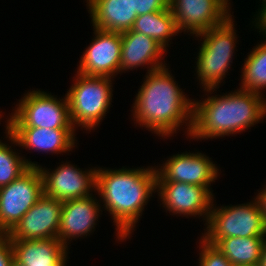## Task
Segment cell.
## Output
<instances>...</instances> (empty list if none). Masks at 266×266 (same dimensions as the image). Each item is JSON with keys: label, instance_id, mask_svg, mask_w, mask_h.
I'll return each mask as SVG.
<instances>
[{"label": "cell", "instance_id": "cell-2", "mask_svg": "<svg viewBox=\"0 0 266 266\" xmlns=\"http://www.w3.org/2000/svg\"><path fill=\"white\" fill-rule=\"evenodd\" d=\"M154 167L97 170L96 191L116 225L117 238L126 240L142 216L144 206L156 192Z\"/></svg>", "mask_w": 266, "mask_h": 266}, {"label": "cell", "instance_id": "cell-21", "mask_svg": "<svg viewBox=\"0 0 266 266\" xmlns=\"http://www.w3.org/2000/svg\"><path fill=\"white\" fill-rule=\"evenodd\" d=\"M130 30L151 37L165 50L169 45V39L180 33L170 7L161 11L139 15Z\"/></svg>", "mask_w": 266, "mask_h": 266}, {"label": "cell", "instance_id": "cell-7", "mask_svg": "<svg viewBox=\"0 0 266 266\" xmlns=\"http://www.w3.org/2000/svg\"><path fill=\"white\" fill-rule=\"evenodd\" d=\"M13 110L6 127L75 129L66 95L64 99H58L47 92L33 90L27 92Z\"/></svg>", "mask_w": 266, "mask_h": 266}, {"label": "cell", "instance_id": "cell-31", "mask_svg": "<svg viewBox=\"0 0 266 266\" xmlns=\"http://www.w3.org/2000/svg\"><path fill=\"white\" fill-rule=\"evenodd\" d=\"M262 5L261 6H266V0H262Z\"/></svg>", "mask_w": 266, "mask_h": 266}, {"label": "cell", "instance_id": "cell-30", "mask_svg": "<svg viewBox=\"0 0 266 266\" xmlns=\"http://www.w3.org/2000/svg\"><path fill=\"white\" fill-rule=\"evenodd\" d=\"M10 266H24V265L18 263L17 261H15V260L13 259V261H12V263H11Z\"/></svg>", "mask_w": 266, "mask_h": 266}, {"label": "cell", "instance_id": "cell-16", "mask_svg": "<svg viewBox=\"0 0 266 266\" xmlns=\"http://www.w3.org/2000/svg\"><path fill=\"white\" fill-rule=\"evenodd\" d=\"M95 196L76 198L62 202L58 240L68 248L73 238L87 236L94 231L99 218L101 204ZM71 239V240H70Z\"/></svg>", "mask_w": 266, "mask_h": 266}, {"label": "cell", "instance_id": "cell-5", "mask_svg": "<svg viewBox=\"0 0 266 266\" xmlns=\"http://www.w3.org/2000/svg\"><path fill=\"white\" fill-rule=\"evenodd\" d=\"M112 78L87 76L77 72L74 84L67 91L69 114L74 128L93 130L111 106Z\"/></svg>", "mask_w": 266, "mask_h": 266}, {"label": "cell", "instance_id": "cell-27", "mask_svg": "<svg viewBox=\"0 0 266 266\" xmlns=\"http://www.w3.org/2000/svg\"><path fill=\"white\" fill-rule=\"evenodd\" d=\"M255 16H257L254 21L256 22L254 25L255 28L257 27L256 29L260 30L259 32H261L262 35H266V6H261V10L259 9ZM264 40L266 41V39Z\"/></svg>", "mask_w": 266, "mask_h": 266}, {"label": "cell", "instance_id": "cell-10", "mask_svg": "<svg viewBox=\"0 0 266 266\" xmlns=\"http://www.w3.org/2000/svg\"><path fill=\"white\" fill-rule=\"evenodd\" d=\"M38 168L42 175L43 194L48 197L64 202L88 197L92 195V189L96 191L97 167L83 171L66 162L54 171L46 170L40 165Z\"/></svg>", "mask_w": 266, "mask_h": 266}, {"label": "cell", "instance_id": "cell-26", "mask_svg": "<svg viewBox=\"0 0 266 266\" xmlns=\"http://www.w3.org/2000/svg\"><path fill=\"white\" fill-rule=\"evenodd\" d=\"M13 259L11 240L6 234H0V266H10Z\"/></svg>", "mask_w": 266, "mask_h": 266}, {"label": "cell", "instance_id": "cell-18", "mask_svg": "<svg viewBox=\"0 0 266 266\" xmlns=\"http://www.w3.org/2000/svg\"><path fill=\"white\" fill-rule=\"evenodd\" d=\"M14 260L24 266H66L67 250L57 238L11 240Z\"/></svg>", "mask_w": 266, "mask_h": 266}, {"label": "cell", "instance_id": "cell-11", "mask_svg": "<svg viewBox=\"0 0 266 266\" xmlns=\"http://www.w3.org/2000/svg\"><path fill=\"white\" fill-rule=\"evenodd\" d=\"M211 188L175 181H156V191L166 211L173 214L208 216L213 204Z\"/></svg>", "mask_w": 266, "mask_h": 266}, {"label": "cell", "instance_id": "cell-6", "mask_svg": "<svg viewBox=\"0 0 266 266\" xmlns=\"http://www.w3.org/2000/svg\"><path fill=\"white\" fill-rule=\"evenodd\" d=\"M247 204L214 207L212 204L207 228L202 239L215 245L227 237L266 236V223L258 200L254 198Z\"/></svg>", "mask_w": 266, "mask_h": 266}, {"label": "cell", "instance_id": "cell-1", "mask_svg": "<svg viewBox=\"0 0 266 266\" xmlns=\"http://www.w3.org/2000/svg\"><path fill=\"white\" fill-rule=\"evenodd\" d=\"M166 67L147 72L133 104L134 121L161 137L172 136L186 123L189 137L193 101L178 87Z\"/></svg>", "mask_w": 266, "mask_h": 266}, {"label": "cell", "instance_id": "cell-23", "mask_svg": "<svg viewBox=\"0 0 266 266\" xmlns=\"http://www.w3.org/2000/svg\"><path fill=\"white\" fill-rule=\"evenodd\" d=\"M19 156L9 144L0 140V187L10 184L29 167H38L37 163Z\"/></svg>", "mask_w": 266, "mask_h": 266}, {"label": "cell", "instance_id": "cell-13", "mask_svg": "<svg viewBox=\"0 0 266 266\" xmlns=\"http://www.w3.org/2000/svg\"><path fill=\"white\" fill-rule=\"evenodd\" d=\"M95 37L80 59L78 73L112 77L120 72L121 32L94 28Z\"/></svg>", "mask_w": 266, "mask_h": 266}, {"label": "cell", "instance_id": "cell-12", "mask_svg": "<svg viewBox=\"0 0 266 266\" xmlns=\"http://www.w3.org/2000/svg\"><path fill=\"white\" fill-rule=\"evenodd\" d=\"M62 202L42 195L6 234L10 240L58 239Z\"/></svg>", "mask_w": 266, "mask_h": 266}, {"label": "cell", "instance_id": "cell-14", "mask_svg": "<svg viewBox=\"0 0 266 266\" xmlns=\"http://www.w3.org/2000/svg\"><path fill=\"white\" fill-rule=\"evenodd\" d=\"M156 171V181H175L208 188L219 176L217 165L209 157L187 151L168 158Z\"/></svg>", "mask_w": 266, "mask_h": 266}, {"label": "cell", "instance_id": "cell-24", "mask_svg": "<svg viewBox=\"0 0 266 266\" xmlns=\"http://www.w3.org/2000/svg\"><path fill=\"white\" fill-rule=\"evenodd\" d=\"M199 245L202 250L199 253V266H233L225 255L214 245L207 243L204 239H200Z\"/></svg>", "mask_w": 266, "mask_h": 266}, {"label": "cell", "instance_id": "cell-29", "mask_svg": "<svg viewBox=\"0 0 266 266\" xmlns=\"http://www.w3.org/2000/svg\"><path fill=\"white\" fill-rule=\"evenodd\" d=\"M259 266H266V241L263 247L262 257L260 259Z\"/></svg>", "mask_w": 266, "mask_h": 266}, {"label": "cell", "instance_id": "cell-17", "mask_svg": "<svg viewBox=\"0 0 266 266\" xmlns=\"http://www.w3.org/2000/svg\"><path fill=\"white\" fill-rule=\"evenodd\" d=\"M121 39L120 73L144 65H150L151 72L167 65L162 61L166 50L151 37L127 30L121 32Z\"/></svg>", "mask_w": 266, "mask_h": 266}, {"label": "cell", "instance_id": "cell-20", "mask_svg": "<svg viewBox=\"0 0 266 266\" xmlns=\"http://www.w3.org/2000/svg\"><path fill=\"white\" fill-rule=\"evenodd\" d=\"M266 236L227 237L214 246L233 266H257L262 257Z\"/></svg>", "mask_w": 266, "mask_h": 266}, {"label": "cell", "instance_id": "cell-3", "mask_svg": "<svg viewBox=\"0 0 266 266\" xmlns=\"http://www.w3.org/2000/svg\"><path fill=\"white\" fill-rule=\"evenodd\" d=\"M265 116L266 100L263 95L242 89L225 96L207 95L202 102L193 101L189 136L199 140L233 135L253 127Z\"/></svg>", "mask_w": 266, "mask_h": 266}, {"label": "cell", "instance_id": "cell-15", "mask_svg": "<svg viewBox=\"0 0 266 266\" xmlns=\"http://www.w3.org/2000/svg\"><path fill=\"white\" fill-rule=\"evenodd\" d=\"M6 138L19 147L38 152L66 153L75 147V129L5 127ZM58 152V153H57Z\"/></svg>", "mask_w": 266, "mask_h": 266}, {"label": "cell", "instance_id": "cell-22", "mask_svg": "<svg viewBox=\"0 0 266 266\" xmlns=\"http://www.w3.org/2000/svg\"><path fill=\"white\" fill-rule=\"evenodd\" d=\"M247 56L239 88L263 95L261 90L266 88V41L258 44Z\"/></svg>", "mask_w": 266, "mask_h": 266}, {"label": "cell", "instance_id": "cell-19", "mask_svg": "<svg viewBox=\"0 0 266 266\" xmlns=\"http://www.w3.org/2000/svg\"><path fill=\"white\" fill-rule=\"evenodd\" d=\"M93 28L105 31L130 30L138 17L132 0H87Z\"/></svg>", "mask_w": 266, "mask_h": 266}, {"label": "cell", "instance_id": "cell-28", "mask_svg": "<svg viewBox=\"0 0 266 266\" xmlns=\"http://www.w3.org/2000/svg\"><path fill=\"white\" fill-rule=\"evenodd\" d=\"M256 199L258 200L261 212L266 223V186L264 189L260 190V192L256 196Z\"/></svg>", "mask_w": 266, "mask_h": 266}, {"label": "cell", "instance_id": "cell-25", "mask_svg": "<svg viewBox=\"0 0 266 266\" xmlns=\"http://www.w3.org/2000/svg\"><path fill=\"white\" fill-rule=\"evenodd\" d=\"M132 3L138 16L169 8V0H132Z\"/></svg>", "mask_w": 266, "mask_h": 266}, {"label": "cell", "instance_id": "cell-4", "mask_svg": "<svg viewBox=\"0 0 266 266\" xmlns=\"http://www.w3.org/2000/svg\"><path fill=\"white\" fill-rule=\"evenodd\" d=\"M232 16L222 24L195 36L201 37V41L203 39L196 57L197 78L201 81L203 91L210 94L219 88L218 85L228 73L234 56L237 35Z\"/></svg>", "mask_w": 266, "mask_h": 266}, {"label": "cell", "instance_id": "cell-8", "mask_svg": "<svg viewBox=\"0 0 266 266\" xmlns=\"http://www.w3.org/2000/svg\"><path fill=\"white\" fill-rule=\"evenodd\" d=\"M42 195L38 167H29L10 184L0 187V234H7Z\"/></svg>", "mask_w": 266, "mask_h": 266}, {"label": "cell", "instance_id": "cell-9", "mask_svg": "<svg viewBox=\"0 0 266 266\" xmlns=\"http://www.w3.org/2000/svg\"><path fill=\"white\" fill-rule=\"evenodd\" d=\"M229 5L225 0H169L180 33L195 36L226 21L231 16Z\"/></svg>", "mask_w": 266, "mask_h": 266}]
</instances>
